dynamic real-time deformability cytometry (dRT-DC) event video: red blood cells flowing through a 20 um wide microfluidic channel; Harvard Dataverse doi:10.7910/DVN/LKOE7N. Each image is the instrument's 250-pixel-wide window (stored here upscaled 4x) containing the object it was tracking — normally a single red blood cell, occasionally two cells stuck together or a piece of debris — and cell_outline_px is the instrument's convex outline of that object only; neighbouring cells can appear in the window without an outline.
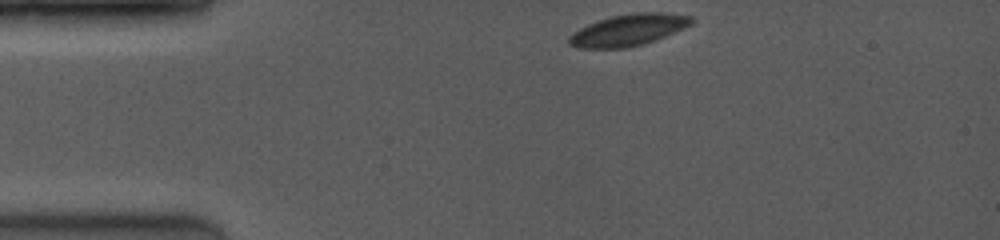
{"species": "common noctule bat (a hibernating species)", "species_latin": "Nyctalus noctula", "temperature_condition": "room temperature", "stored_images_in_passage": 44, "camera_frame_rate_fps": 4000, "um_per_image_px": 0.085, "animal": {"sex": "female", "body_mass_g": 19.0, "forearm_length_mm": 53.3}, "frame": {"image": 1, "passage_image": 1, "time_ms": 0.0, "image_size_px": [1000, 240], "cell_outline_px": [[696, 20], [692, 24], [684, 28], [656, 40], [644, 44], [628, 48], [576, 48], [568, 44], [568, 36], [580, 28], [588, 24], [612, 16], [632, 12], [664, 12], [692, 16]], "centroid_in_image_um": [53.44, 2.55], "position_along_channel_um": 31.6, "area_um2": 22.77}}
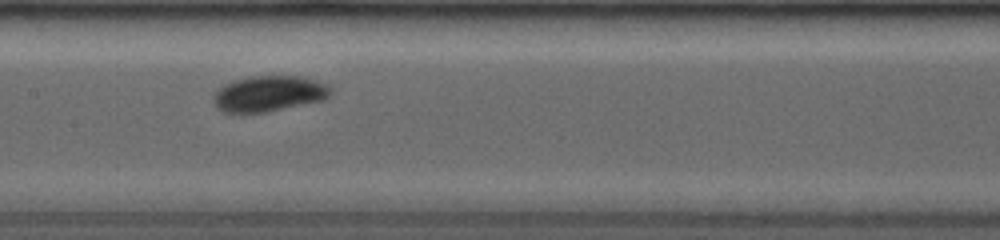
{"frame": {"image": 2, "passage_image": 19, "time_ms": 5.0, "image_size_px": [1000, 240], "cell_outline_px": [[332, 92], [324, 100], [264, 112], [240, 116], [220, 112], [216, 108], [212, 100], [212, 96], [220, 88], [236, 80], [260, 76], [296, 76], [320, 84], [328, 88]], "centroid_in_image_um": [22.71, 8.03], "position_along_channel_um": 184.7, "area_um2": 24.16}}
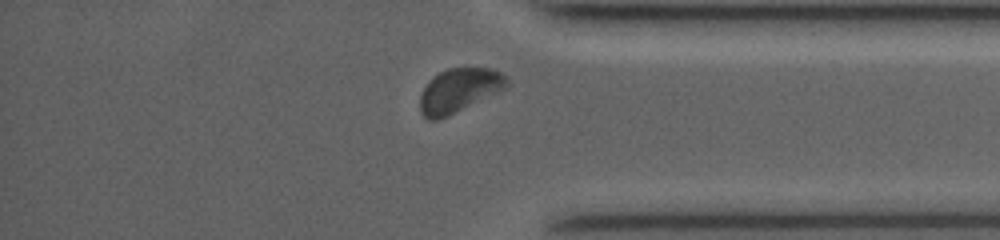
{"frame": {"image": 3, "passage_image": 39, "time_ms": 10.25, "image_size_px": [1000, 240], "cell_outline_px": [[508, 84], [504, 88], [448, 116], [436, 120], [428, 120], [420, 112], [420, 96], [428, 80], [440, 72], [448, 68], [488, 68], [500, 72], [508, 80]], "centroid_in_image_um": [38.96, 7.68], "position_along_channel_um": 396.2, "area_um2": 21.79}, "authors_computed_cell_mechanics": {"area_um2": 22.8888, "velocity_mm_per_s": 4.0462, "shape_relaxation_time_tau1_ms": 1.8058, "shape_relaxation_time_tau2_ms": null, "deformation_change_tau1": 0.0789, "deformation_change_tau2": null}}